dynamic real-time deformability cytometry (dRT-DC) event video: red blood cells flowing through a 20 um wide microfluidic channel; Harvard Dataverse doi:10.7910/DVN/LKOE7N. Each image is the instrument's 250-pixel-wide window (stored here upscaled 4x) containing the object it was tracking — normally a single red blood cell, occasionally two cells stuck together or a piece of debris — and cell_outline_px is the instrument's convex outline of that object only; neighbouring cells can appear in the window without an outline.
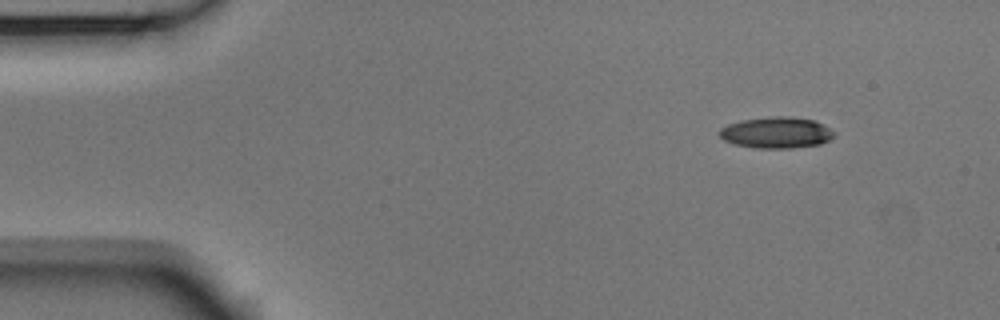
{"species": "Egyptian fruit bat (a non-hibernating species)", "species_latin": "Rousettus aegyptiacus", "temperature_condition": "room temperature", "stored_images_in_passage": 49, "camera_frame_rate_fps": 3000, "um_per_image_px": 0.085, "animal": {"sex": "male"}, "frame": {"image": 1, "passage_image": 1, "time_ms": 0.0, "image_size_px": [1000, 320], "cell_outline_px": [[836, 132], [828, 140], [820, 144], [792, 148], [756, 148], [732, 144], [724, 140], [720, 136], [720, 128], [728, 124], [740, 120], [768, 116], [792, 116], [816, 120]], "centroid_in_image_um": [65.98, 11.26], "position_along_channel_um": 19.0, "area_um2": 21.1}}
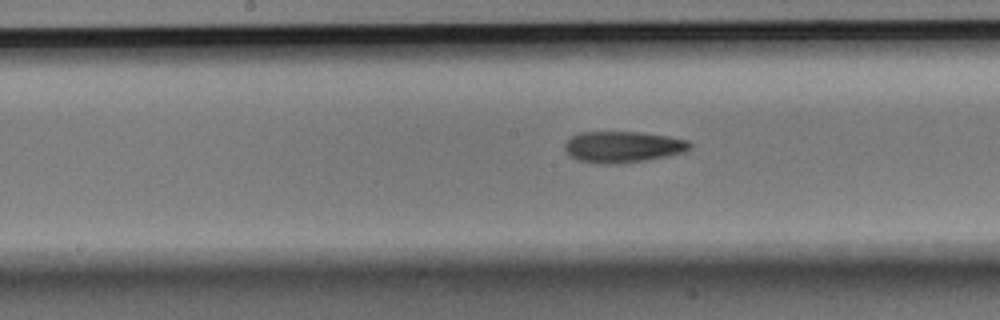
{"frame": {"image": 2, "passage_image": 22, "time_ms": 7.0, "image_size_px": [1000, 320], "cell_outline_px": [[692, 148], [684, 152], [644, 160], [616, 164], [604, 164], [580, 160], [568, 156], [564, 148], [564, 144], [572, 136], [580, 132], [640, 132], [668, 136], [688, 140], [692, 144]], "centroid_in_image_um": [52.94, 12.48], "position_along_channel_um": 195.3, "area_um2": 22.72}}
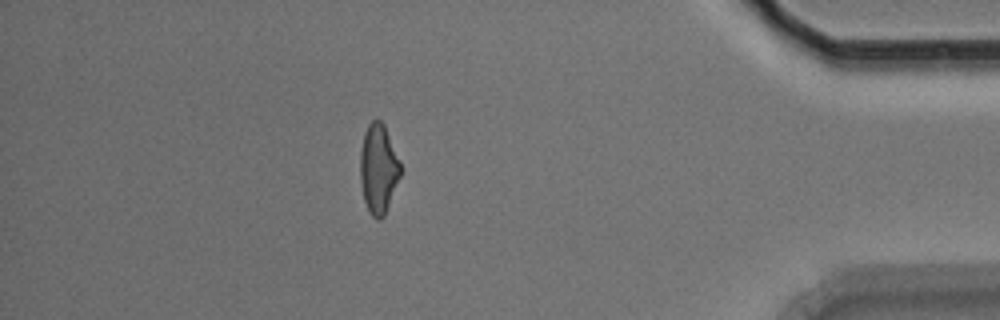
{"frame": {"image": 3, "passage_image": 42, "time_ms": 13.667, "image_size_px": [1000, 320], "cell_outline_px": [[400, 176], [384, 216], [380, 220], [376, 220], [368, 212], [364, 200], [360, 180], [360, 152], [364, 132], [368, 124], [376, 116], [384, 124], [400, 160]], "centroid_in_image_um": [32.15, 14.33], "position_along_channel_um": 403.0, "area_um2": 21.15}, "authors_computed_cell_mechanics": {"area_um2": 21.8484, "velocity_mm_per_s": 3.7582, "shape_relaxation_time_tau1_ms": 9.824, "shape_relaxation_time_tau2_ms": 4.3544, "deformation_change_tau1": 0.2221, "deformation_change_tau2": 0.1478}}